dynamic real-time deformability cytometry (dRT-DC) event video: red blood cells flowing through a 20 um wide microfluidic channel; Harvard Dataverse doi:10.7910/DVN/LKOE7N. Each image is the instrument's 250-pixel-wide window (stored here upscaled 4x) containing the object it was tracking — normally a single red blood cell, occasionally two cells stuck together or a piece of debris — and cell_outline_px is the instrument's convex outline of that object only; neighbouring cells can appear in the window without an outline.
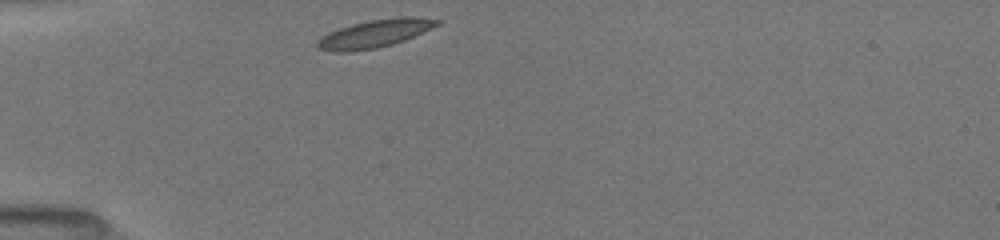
{"species": "common noctule bat (a hibernating species)", "species_latin": "Nyctalus noctula", "temperature_condition": "room temperature", "stored_images_in_passage": 36, "camera_frame_rate_fps": 3000, "um_per_image_px": 0.085, "animal": {"sex": "female", "body_mass_g": 19.5, "forearm_length_mm": 54.1}, "frame": {"image": 1, "passage_image": 1, "time_ms": 0.0, "image_size_px": [1000, 240], "cell_outline_px": [[440, 24], [404, 40], [392, 44], [376, 48], [348, 52], [332, 52], [316, 48], [316, 40], [328, 32], [352, 24], [372, 20], [396, 16], [408, 16], [440, 20]], "centroid_in_image_um": [31.8, 2.86], "position_along_channel_um": 53.2, "area_um2": 19.36}}
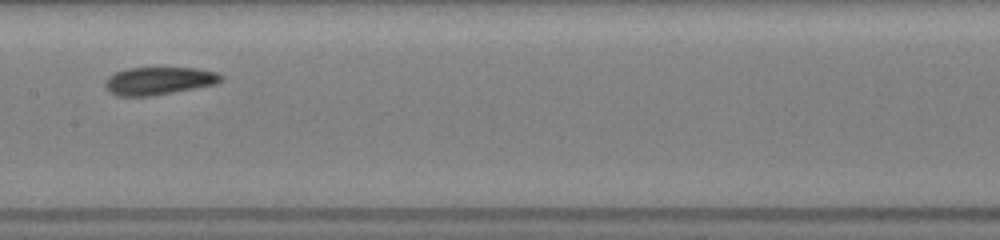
{"frame": {"image": 2, "passage_image": 12, "time_ms": 4.0, "image_size_px": [1000, 240], "cell_outline_px": [[220, 80], [216, 84], [152, 96], [116, 96], [104, 84], [116, 72], [128, 68], [196, 68], [216, 72], [220, 76]], "centroid_in_image_um": [13.51, 6.87], "position_along_channel_um": 193.9, "area_um2": 18.26}}
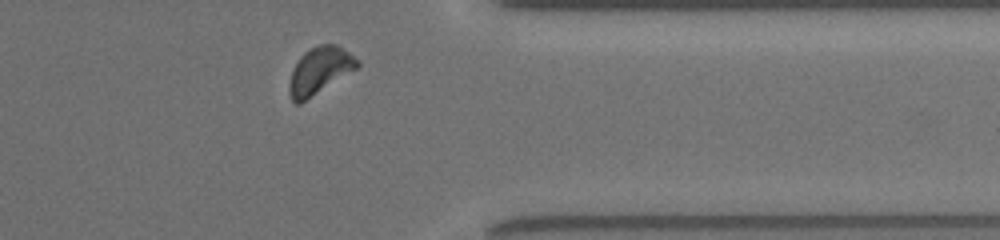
{"frame": {"image": 3, "passage_image": 32, "time_ms": 9.0, "image_size_px": [1000, 240], "cell_outline_px": [[360, 64], [356, 68], [300, 104], [296, 104], [292, 100], [288, 92], [288, 84], [292, 72], [300, 56], [308, 48], [320, 44], [336, 44], [360, 60]], "centroid_in_image_um": [27.14, 5.99], "position_along_channel_um": 384.3, "area_um2": 18.38}, "authors_computed_cell_mechanics": {"area_um2": 18.3226, "velocity_mm_per_s": 3.9362, "shape_relaxation_time_tau1_ms": 2.1971, "shape_relaxation_time_tau2_ms": 2.8175, "deformation_change_tau1": 0.0738, "deformation_change_tau2": 0.0726}}